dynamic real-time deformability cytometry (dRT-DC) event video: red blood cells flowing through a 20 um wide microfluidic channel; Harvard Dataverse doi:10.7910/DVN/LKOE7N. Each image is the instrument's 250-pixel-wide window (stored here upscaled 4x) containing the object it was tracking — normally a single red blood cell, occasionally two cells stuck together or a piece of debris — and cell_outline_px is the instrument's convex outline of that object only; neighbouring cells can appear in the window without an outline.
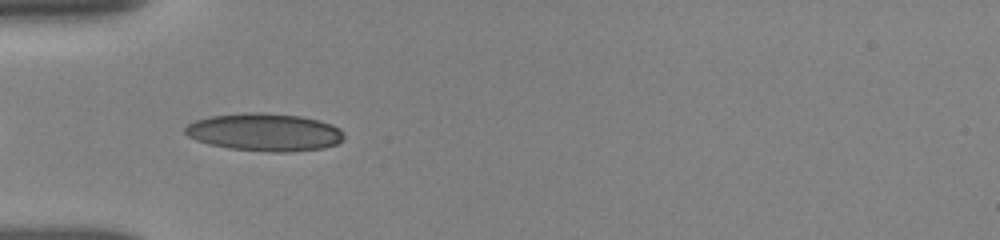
{"species": "human", "species_latin": "Homo sapiens", "temperature_condition": "room temperature", "stored_images_in_passage": 44, "camera_frame_rate_fps": 3000, "um_per_image_px": 0.085, "donor": {"sex": "female"}, "frame": {"image": 1, "passage_image": 8, "time_ms": 3.0, "image_size_px": [1000, 240], "cell_outline_px": [[344, 140], [336, 144], [324, 148], [288, 152], [272, 152], [228, 148], [196, 140], [188, 136], [184, 132], [184, 128], [188, 124], [196, 120], [212, 116], [248, 112], [264, 112], [300, 116], [332, 124], [340, 128], [344, 132]], "centroid_in_image_um": [22.52, 11.23], "position_along_channel_um": 62.5, "area_um2": 34.91}}
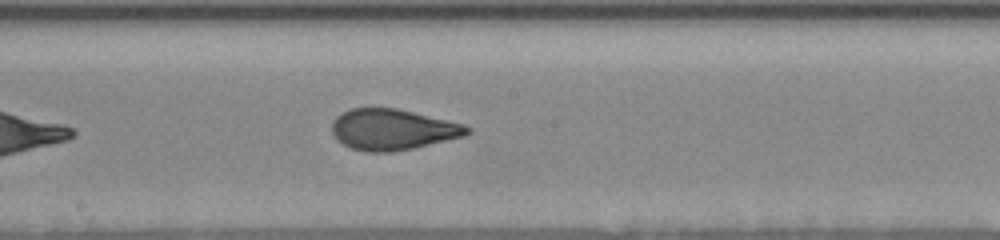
{"frame": {"image": 2, "passage_image": 20, "time_ms": 7.0, "image_size_px": [1000, 240], "cell_outline_px": [[472, 132], [464, 136], [412, 148], [392, 152], [364, 152], [348, 148], [336, 140], [332, 132], [332, 120], [340, 112], [352, 108], [396, 108], [464, 124], [472, 128]], "centroid_in_image_um": [33.33, 11.01], "position_along_channel_um": 214.9, "area_um2": 32.43}}
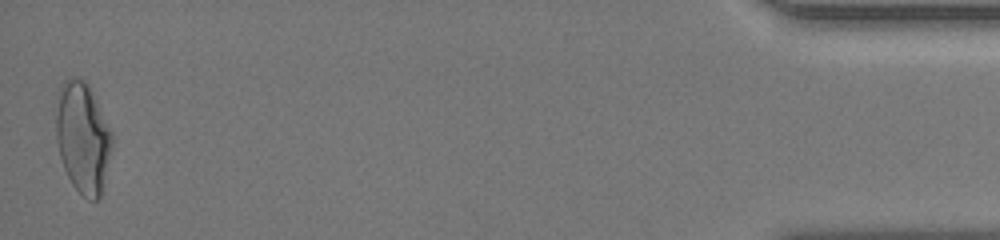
{"frame": {"image": 3, "passage_image": 44, "time_ms": 14.667, "image_size_px": [1000, 240], "cell_outline_px": [[112, 148], [100, 196], [96, 200], [88, 200], [72, 184], [64, 168], [60, 156], [56, 136], [56, 116], [60, 84], [64, 80], [72, 76], [84, 80], [88, 84], [112, 132]], "centroid_in_image_um": [7.03, 11.67], "position_along_channel_um": 428.2, "area_um2": 35.84}, "authors_computed_cell_mechanics": {"area_um2": 32.3969, "velocity_mm_per_s": 3.867, "shape_relaxation_time_tau1_ms": 4.9111, "shape_relaxation_time_tau2_ms": 0.763, "deformation_change_tau1": 0.1992, "deformation_change_tau2": 0.0754}}